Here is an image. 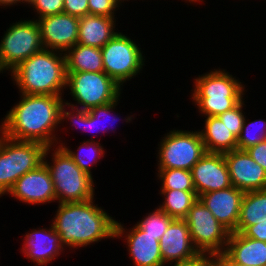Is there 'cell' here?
<instances>
[{
  "label": "cell",
  "instance_id": "1",
  "mask_svg": "<svg viewBox=\"0 0 266 266\" xmlns=\"http://www.w3.org/2000/svg\"><path fill=\"white\" fill-rule=\"evenodd\" d=\"M66 96L28 95L19 93V101L11 106L0 121V131L8 138L38 142L46 147L62 140L61 107Z\"/></svg>",
  "mask_w": 266,
  "mask_h": 266
},
{
  "label": "cell",
  "instance_id": "2",
  "mask_svg": "<svg viewBox=\"0 0 266 266\" xmlns=\"http://www.w3.org/2000/svg\"><path fill=\"white\" fill-rule=\"evenodd\" d=\"M96 199L82 202L58 203L51 222L60 235L65 249L77 250L115 239L116 219L95 203Z\"/></svg>",
  "mask_w": 266,
  "mask_h": 266
},
{
  "label": "cell",
  "instance_id": "3",
  "mask_svg": "<svg viewBox=\"0 0 266 266\" xmlns=\"http://www.w3.org/2000/svg\"><path fill=\"white\" fill-rule=\"evenodd\" d=\"M8 75L19 89L18 93L64 96L67 79L65 54L50 49L41 50Z\"/></svg>",
  "mask_w": 266,
  "mask_h": 266
},
{
  "label": "cell",
  "instance_id": "4",
  "mask_svg": "<svg viewBox=\"0 0 266 266\" xmlns=\"http://www.w3.org/2000/svg\"><path fill=\"white\" fill-rule=\"evenodd\" d=\"M190 100L201 117L219 116L234 108L247 94L245 82L220 66L193 78Z\"/></svg>",
  "mask_w": 266,
  "mask_h": 266
},
{
  "label": "cell",
  "instance_id": "5",
  "mask_svg": "<svg viewBox=\"0 0 266 266\" xmlns=\"http://www.w3.org/2000/svg\"><path fill=\"white\" fill-rule=\"evenodd\" d=\"M43 162L51 174L57 203L82 202L95 198V179L82 171L62 146L47 147Z\"/></svg>",
  "mask_w": 266,
  "mask_h": 266
},
{
  "label": "cell",
  "instance_id": "6",
  "mask_svg": "<svg viewBox=\"0 0 266 266\" xmlns=\"http://www.w3.org/2000/svg\"><path fill=\"white\" fill-rule=\"evenodd\" d=\"M46 146L8 138L0 131V198L25 173L43 163Z\"/></svg>",
  "mask_w": 266,
  "mask_h": 266
},
{
  "label": "cell",
  "instance_id": "7",
  "mask_svg": "<svg viewBox=\"0 0 266 266\" xmlns=\"http://www.w3.org/2000/svg\"><path fill=\"white\" fill-rule=\"evenodd\" d=\"M120 31L101 48V52L104 72L123 88L132 78L139 77L147 61L138 41Z\"/></svg>",
  "mask_w": 266,
  "mask_h": 266
},
{
  "label": "cell",
  "instance_id": "8",
  "mask_svg": "<svg viewBox=\"0 0 266 266\" xmlns=\"http://www.w3.org/2000/svg\"><path fill=\"white\" fill-rule=\"evenodd\" d=\"M66 95L74 102L64 99L72 107L90 110L94 107L115 101L123 89L112 78L103 72H66Z\"/></svg>",
  "mask_w": 266,
  "mask_h": 266
},
{
  "label": "cell",
  "instance_id": "9",
  "mask_svg": "<svg viewBox=\"0 0 266 266\" xmlns=\"http://www.w3.org/2000/svg\"><path fill=\"white\" fill-rule=\"evenodd\" d=\"M157 147V169H183L192 167L206 153L199 130L173 128L161 136Z\"/></svg>",
  "mask_w": 266,
  "mask_h": 266
},
{
  "label": "cell",
  "instance_id": "10",
  "mask_svg": "<svg viewBox=\"0 0 266 266\" xmlns=\"http://www.w3.org/2000/svg\"><path fill=\"white\" fill-rule=\"evenodd\" d=\"M25 19L10 23L1 36L0 74H9L30 56L45 49L37 21Z\"/></svg>",
  "mask_w": 266,
  "mask_h": 266
},
{
  "label": "cell",
  "instance_id": "11",
  "mask_svg": "<svg viewBox=\"0 0 266 266\" xmlns=\"http://www.w3.org/2000/svg\"><path fill=\"white\" fill-rule=\"evenodd\" d=\"M190 236L200 254L219 255L225 252L230 231L198 199L184 218Z\"/></svg>",
  "mask_w": 266,
  "mask_h": 266
},
{
  "label": "cell",
  "instance_id": "12",
  "mask_svg": "<svg viewBox=\"0 0 266 266\" xmlns=\"http://www.w3.org/2000/svg\"><path fill=\"white\" fill-rule=\"evenodd\" d=\"M9 197L28 206L56 203L54 184L44 162L21 176L7 192ZM11 195V196H10Z\"/></svg>",
  "mask_w": 266,
  "mask_h": 266
},
{
  "label": "cell",
  "instance_id": "13",
  "mask_svg": "<svg viewBox=\"0 0 266 266\" xmlns=\"http://www.w3.org/2000/svg\"><path fill=\"white\" fill-rule=\"evenodd\" d=\"M116 220L115 239H123L128 258L134 266H165L160 252L159 240L146 234L136 223L130 229ZM132 265V266H133Z\"/></svg>",
  "mask_w": 266,
  "mask_h": 266
},
{
  "label": "cell",
  "instance_id": "14",
  "mask_svg": "<svg viewBox=\"0 0 266 266\" xmlns=\"http://www.w3.org/2000/svg\"><path fill=\"white\" fill-rule=\"evenodd\" d=\"M49 223L51 224L49 227L39 226L29 229L31 232L28 231L25 235L22 234L20 253L35 266H47L52 264V261L55 262L56 258L59 259L61 254L63 256L65 251L68 253L61 243L60 235L55 231L53 224Z\"/></svg>",
  "mask_w": 266,
  "mask_h": 266
},
{
  "label": "cell",
  "instance_id": "15",
  "mask_svg": "<svg viewBox=\"0 0 266 266\" xmlns=\"http://www.w3.org/2000/svg\"><path fill=\"white\" fill-rule=\"evenodd\" d=\"M120 99H122V94L115 101L105 104V105L94 107L88 111L72 107L64 102V104L61 107V117H60L61 123L60 124L64 127L63 124H65V122L68 123L69 130H70V126L71 127L73 126L74 128L76 127L78 129L80 128L82 132L83 131L91 132V133L95 132L96 134L98 132L100 134V132L102 131L101 134L104 135L105 133L109 132V130L111 129L110 128L111 125L116 123L115 121L121 119L120 117H118V113L115 114L116 113L115 109L117 108L119 103H121ZM108 120H109V123L107 122ZM105 122H107L108 125L110 123L112 124H110V127L108 126L105 127V124H106ZM97 128H100V129H97ZM110 131L116 132V130H113V128Z\"/></svg>",
  "mask_w": 266,
  "mask_h": 266
},
{
  "label": "cell",
  "instance_id": "16",
  "mask_svg": "<svg viewBox=\"0 0 266 266\" xmlns=\"http://www.w3.org/2000/svg\"><path fill=\"white\" fill-rule=\"evenodd\" d=\"M45 49L65 53L78 42L79 18L60 13L36 20Z\"/></svg>",
  "mask_w": 266,
  "mask_h": 266
},
{
  "label": "cell",
  "instance_id": "17",
  "mask_svg": "<svg viewBox=\"0 0 266 266\" xmlns=\"http://www.w3.org/2000/svg\"><path fill=\"white\" fill-rule=\"evenodd\" d=\"M196 194L224 190L232 186L223 153L206 152L191 169Z\"/></svg>",
  "mask_w": 266,
  "mask_h": 266
},
{
  "label": "cell",
  "instance_id": "18",
  "mask_svg": "<svg viewBox=\"0 0 266 266\" xmlns=\"http://www.w3.org/2000/svg\"><path fill=\"white\" fill-rule=\"evenodd\" d=\"M223 154L232 186L244 192L266 190V171L246 150L235 149Z\"/></svg>",
  "mask_w": 266,
  "mask_h": 266
},
{
  "label": "cell",
  "instance_id": "19",
  "mask_svg": "<svg viewBox=\"0 0 266 266\" xmlns=\"http://www.w3.org/2000/svg\"><path fill=\"white\" fill-rule=\"evenodd\" d=\"M163 264L170 266L191 260L200 253L195 248L184 219H173L159 240Z\"/></svg>",
  "mask_w": 266,
  "mask_h": 266
},
{
  "label": "cell",
  "instance_id": "20",
  "mask_svg": "<svg viewBox=\"0 0 266 266\" xmlns=\"http://www.w3.org/2000/svg\"><path fill=\"white\" fill-rule=\"evenodd\" d=\"M244 194V191L231 186L224 190L202 194L199 199L218 222L232 233L237 228Z\"/></svg>",
  "mask_w": 266,
  "mask_h": 266
},
{
  "label": "cell",
  "instance_id": "21",
  "mask_svg": "<svg viewBox=\"0 0 266 266\" xmlns=\"http://www.w3.org/2000/svg\"><path fill=\"white\" fill-rule=\"evenodd\" d=\"M117 17L87 14L79 18L78 44L102 48L119 31ZM117 29V30H116Z\"/></svg>",
  "mask_w": 266,
  "mask_h": 266
},
{
  "label": "cell",
  "instance_id": "22",
  "mask_svg": "<svg viewBox=\"0 0 266 266\" xmlns=\"http://www.w3.org/2000/svg\"><path fill=\"white\" fill-rule=\"evenodd\" d=\"M233 262L242 265L266 266V242L230 233L224 252Z\"/></svg>",
  "mask_w": 266,
  "mask_h": 266
},
{
  "label": "cell",
  "instance_id": "23",
  "mask_svg": "<svg viewBox=\"0 0 266 266\" xmlns=\"http://www.w3.org/2000/svg\"><path fill=\"white\" fill-rule=\"evenodd\" d=\"M203 125L198 130L206 152L226 153L237 149V137L218 116L205 117Z\"/></svg>",
  "mask_w": 266,
  "mask_h": 266
},
{
  "label": "cell",
  "instance_id": "24",
  "mask_svg": "<svg viewBox=\"0 0 266 266\" xmlns=\"http://www.w3.org/2000/svg\"><path fill=\"white\" fill-rule=\"evenodd\" d=\"M66 72H103L100 48L76 44L65 53Z\"/></svg>",
  "mask_w": 266,
  "mask_h": 266
},
{
  "label": "cell",
  "instance_id": "25",
  "mask_svg": "<svg viewBox=\"0 0 266 266\" xmlns=\"http://www.w3.org/2000/svg\"><path fill=\"white\" fill-rule=\"evenodd\" d=\"M262 222H266V190L245 192L234 232L242 233L248 226Z\"/></svg>",
  "mask_w": 266,
  "mask_h": 266
},
{
  "label": "cell",
  "instance_id": "26",
  "mask_svg": "<svg viewBox=\"0 0 266 266\" xmlns=\"http://www.w3.org/2000/svg\"><path fill=\"white\" fill-rule=\"evenodd\" d=\"M95 136L90 137V139L84 140L77 146L76 150H71L70 146H67V142H63V140L59 143L58 146H62L67 153L72 157L73 161L76 165L84 172L89 174L94 178L92 170L95 169L94 166L97 167V163L101 162V160L105 156L104 145L100 143L99 140L94 139Z\"/></svg>",
  "mask_w": 266,
  "mask_h": 266
},
{
  "label": "cell",
  "instance_id": "27",
  "mask_svg": "<svg viewBox=\"0 0 266 266\" xmlns=\"http://www.w3.org/2000/svg\"><path fill=\"white\" fill-rule=\"evenodd\" d=\"M163 200L157 206L173 219H184L193 204L199 199L196 192L182 190H158Z\"/></svg>",
  "mask_w": 266,
  "mask_h": 266
},
{
  "label": "cell",
  "instance_id": "28",
  "mask_svg": "<svg viewBox=\"0 0 266 266\" xmlns=\"http://www.w3.org/2000/svg\"><path fill=\"white\" fill-rule=\"evenodd\" d=\"M156 177L160 182V190H182L196 192L192 173L183 169H156Z\"/></svg>",
  "mask_w": 266,
  "mask_h": 266
},
{
  "label": "cell",
  "instance_id": "29",
  "mask_svg": "<svg viewBox=\"0 0 266 266\" xmlns=\"http://www.w3.org/2000/svg\"><path fill=\"white\" fill-rule=\"evenodd\" d=\"M244 119L242 130L237 137V149L246 150L251 146L266 140V120L256 119L249 121Z\"/></svg>",
  "mask_w": 266,
  "mask_h": 266
},
{
  "label": "cell",
  "instance_id": "30",
  "mask_svg": "<svg viewBox=\"0 0 266 266\" xmlns=\"http://www.w3.org/2000/svg\"><path fill=\"white\" fill-rule=\"evenodd\" d=\"M143 219L137 221V225L148 235L156 237L160 240L163 234L166 232L168 226L173 220L164 211L157 206L150 212H147Z\"/></svg>",
  "mask_w": 266,
  "mask_h": 266
},
{
  "label": "cell",
  "instance_id": "31",
  "mask_svg": "<svg viewBox=\"0 0 266 266\" xmlns=\"http://www.w3.org/2000/svg\"><path fill=\"white\" fill-rule=\"evenodd\" d=\"M245 99L246 97H244L234 108L227 110L218 116L236 137L239 136L242 130L244 119L247 117V112H244V110H246Z\"/></svg>",
  "mask_w": 266,
  "mask_h": 266
},
{
  "label": "cell",
  "instance_id": "32",
  "mask_svg": "<svg viewBox=\"0 0 266 266\" xmlns=\"http://www.w3.org/2000/svg\"><path fill=\"white\" fill-rule=\"evenodd\" d=\"M64 0H29L28 7L36 14L35 18L63 13Z\"/></svg>",
  "mask_w": 266,
  "mask_h": 266
},
{
  "label": "cell",
  "instance_id": "33",
  "mask_svg": "<svg viewBox=\"0 0 266 266\" xmlns=\"http://www.w3.org/2000/svg\"><path fill=\"white\" fill-rule=\"evenodd\" d=\"M89 14L117 17L116 14L121 10V7L116 0H88ZM117 11V12H116Z\"/></svg>",
  "mask_w": 266,
  "mask_h": 266
},
{
  "label": "cell",
  "instance_id": "34",
  "mask_svg": "<svg viewBox=\"0 0 266 266\" xmlns=\"http://www.w3.org/2000/svg\"><path fill=\"white\" fill-rule=\"evenodd\" d=\"M63 13L75 17H84L89 14L88 0H64Z\"/></svg>",
  "mask_w": 266,
  "mask_h": 266
},
{
  "label": "cell",
  "instance_id": "35",
  "mask_svg": "<svg viewBox=\"0 0 266 266\" xmlns=\"http://www.w3.org/2000/svg\"><path fill=\"white\" fill-rule=\"evenodd\" d=\"M246 151L266 171V140L249 147Z\"/></svg>",
  "mask_w": 266,
  "mask_h": 266
},
{
  "label": "cell",
  "instance_id": "36",
  "mask_svg": "<svg viewBox=\"0 0 266 266\" xmlns=\"http://www.w3.org/2000/svg\"><path fill=\"white\" fill-rule=\"evenodd\" d=\"M171 266H216V256L211 254H199L195 258Z\"/></svg>",
  "mask_w": 266,
  "mask_h": 266
},
{
  "label": "cell",
  "instance_id": "37",
  "mask_svg": "<svg viewBox=\"0 0 266 266\" xmlns=\"http://www.w3.org/2000/svg\"><path fill=\"white\" fill-rule=\"evenodd\" d=\"M242 234L246 237L266 242V222L248 226Z\"/></svg>",
  "mask_w": 266,
  "mask_h": 266
},
{
  "label": "cell",
  "instance_id": "38",
  "mask_svg": "<svg viewBox=\"0 0 266 266\" xmlns=\"http://www.w3.org/2000/svg\"><path fill=\"white\" fill-rule=\"evenodd\" d=\"M216 266H252L233 262L225 253L216 256Z\"/></svg>",
  "mask_w": 266,
  "mask_h": 266
},
{
  "label": "cell",
  "instance_id": "39",
  "mask_svg": "<svg viewBox=\"0 0 266 266\" xmlns=\"http://www.w3.org/2000/svg\"><path fill=\"white\" fill-rule=\"evenodd\" d=\"M24 4L25 6L28 5V1L27 0H0V8L2 9H7L10 8L11 6H20V4Z\"/></svg>",
  "mask_w": 266,
  "mask_h": 266
},
{
  "label": "cell",
  "instance_id": "40",
  "mask_svg": "<svg viewBox=\"0 0 266 266\" xmlns=\"http://www.w3.org/2000/svg\"><path fill=\"white\" fill-rule=\"evenodd\" d=\"M181 1L183 2V0H181ZM184 2L187 3V5H189V4L191 5L192 4L193 6H195L194 4L198 5V3L200 4V2L202 4L205 1L204 0H184Z\"/></svg>",
  "mask_w": 266,
  "mask_h": 266
},
{
  "label": "cell",
  "instance_id": "41",
  "mask_svg": "<svg viewBox=\"0 0 266 266\" xmlns=\"http://www.w3.org/2000/svg\"><path fill=\"white\" fill-rule=\"evenodd\" d=\"M129 2L130 0H116V2L122 7V6H124L123 4H125L126 2ZM137 1V0H136ZM139 1H141V0H139ZM144 0H142V2H143Z\"/></svg>",
  "mask_w": 266,
  "mask_h": 266
}]
</instances>
